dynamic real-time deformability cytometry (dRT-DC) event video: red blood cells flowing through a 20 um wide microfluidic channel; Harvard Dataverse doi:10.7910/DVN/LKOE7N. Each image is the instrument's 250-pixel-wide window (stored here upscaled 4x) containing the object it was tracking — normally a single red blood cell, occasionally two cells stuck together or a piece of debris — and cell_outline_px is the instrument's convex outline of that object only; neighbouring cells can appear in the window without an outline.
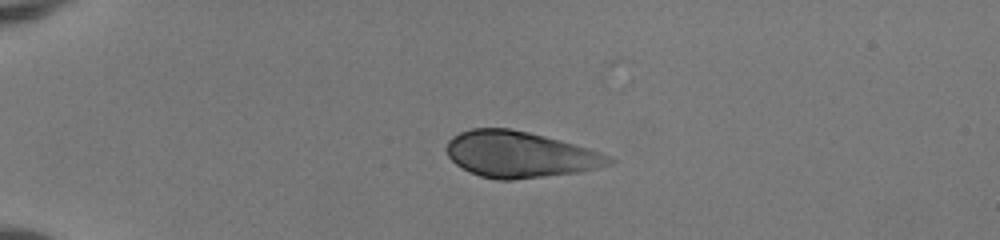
{"species": "human", "species_latin": "Homo sapiens", "temperature_condition": "room temperature", "stored_images_in_passage": 16, "camera_frame_rate_fps": 3000, "um_per_image_px": 0.085, "donor": {"sex": "female"}, "frame": {"image": 1, "passage_image": 1, "time_ms": 0.0, "image_size_px": [1000, 240], "cell_outline_px": [[616, 160], [612, 164], [580, 172], [512, 180], [496, 180], [480, 176], [456, 164], [448, 156], [448, 140], [452, 136], [460, 132], [472, 128], [512, 128], [560, 140], [588, 148], [612, 156]], "centroid_in_image_um": [44.21, 13.13], "position_along_channel_um": 40.8, "area_um2": 43.58}}
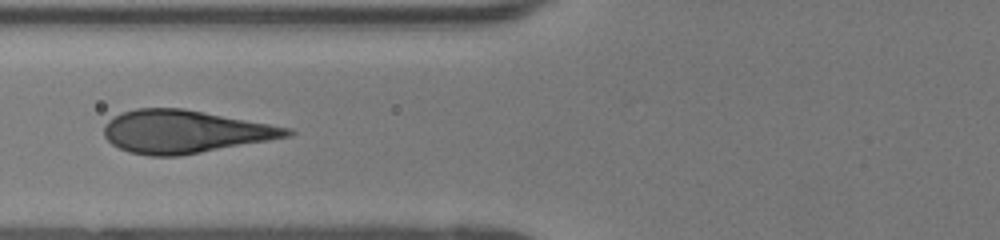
{"frame": {"image": 2, "passage_image": 10, "time_ms": 3.0, "image_size_px": [1000, 240], "cell_outline_px": [[296, 132], [292, 136], [180, 156], [148, 156], [128, 152], [112, 144], [104, 136], [104, 124], [108, 120], [124, 112], [136, 108], [184, 108], [292, 128]], "centroid_in_image_um": [15.72, 11.19], "position_along_channel_um": 110.1, "area_um2": 45.78}}
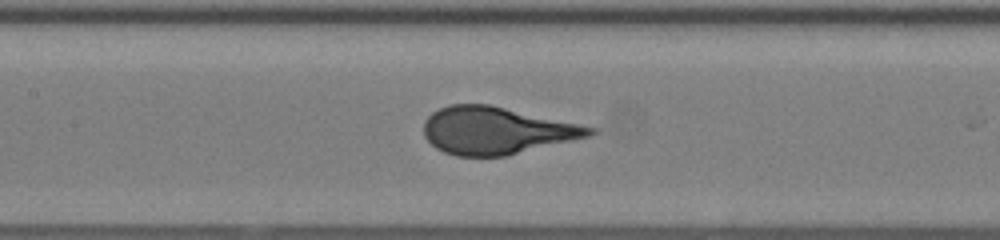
{"frame": {"image": 3, "passage_image": 14, "time_ms": 4.333, "image_size_px": [1000, 240], "cell_outline_px": [[596, 132], [592, 136], [504, 156], [456, 156], [444, 152], [436, 148], [424, 136], [424, 120], [432, 112], [448, 104], [488, 104], [596, 128]], "centroid_in_image_um": [42.17, 11.1], "position_along_channel_um": 165.2, "area_um2": 45.37}}